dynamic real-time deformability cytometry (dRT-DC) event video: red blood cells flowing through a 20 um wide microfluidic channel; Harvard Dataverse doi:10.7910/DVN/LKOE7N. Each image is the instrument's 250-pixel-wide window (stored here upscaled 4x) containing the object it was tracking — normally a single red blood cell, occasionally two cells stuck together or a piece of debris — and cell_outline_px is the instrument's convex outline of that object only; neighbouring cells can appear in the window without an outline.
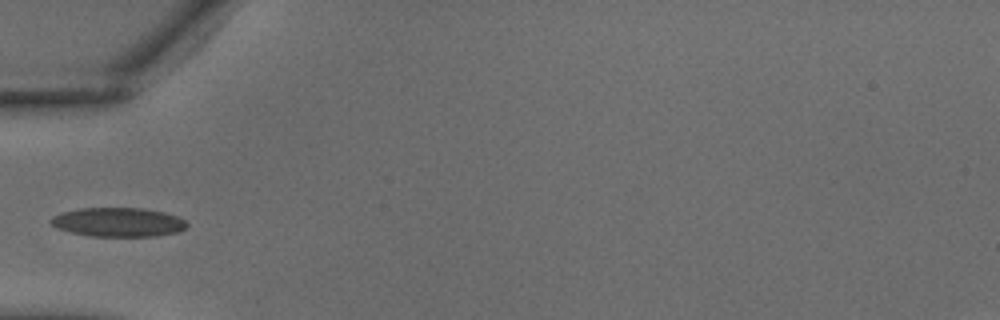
{"species": "common noctule bat (a hibernating species)", "species_latin": "Nyctalus noctula", "temperature_condition": "warm", "stored_images_in_passage": 6, "camera_frame_rate_fps": 3000, "um_per_image_px": 0.085, "animal": {"sex": "male", "body_mass_g": 18.8}, "frame": {"image": 1, "passage_image": 1, "time_ms": 0.0, "image_size_px": [1000, 320], "cell_outline_px": [[188, 224], [180, 232], [156, 236], [88, 236], [56, 228], [48, 220], [52, 216], [60, 212], [76, 208], [144, 208], [164, 212], [176, 216], [184, 220]], "centroid_in_image_um": [10.01, 18.88], "position_along_channel_um": 75.0, "area_um2": 23.24}}